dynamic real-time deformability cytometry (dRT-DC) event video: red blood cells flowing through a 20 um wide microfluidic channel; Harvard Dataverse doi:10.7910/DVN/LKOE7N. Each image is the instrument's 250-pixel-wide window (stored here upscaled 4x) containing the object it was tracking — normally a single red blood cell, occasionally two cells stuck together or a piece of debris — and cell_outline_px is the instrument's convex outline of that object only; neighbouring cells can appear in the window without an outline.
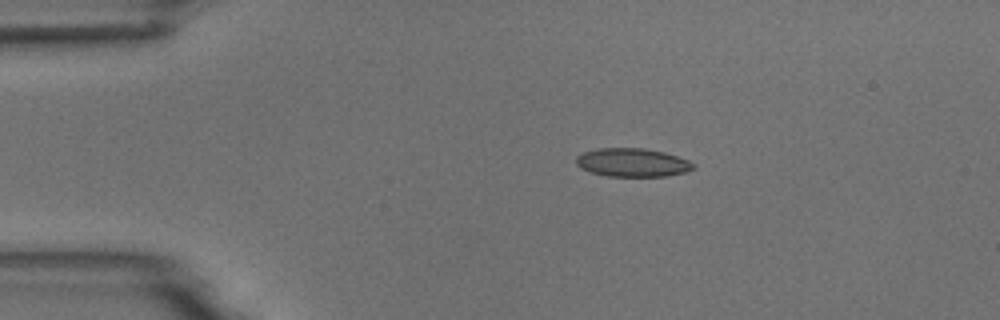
{"species": "common noctule bat (a hibernating species)", "species_latin": "Nyctalus noctula", "temperature_condition": "room temperature", "stored_images_in_passage": 14, "camera_frame_rate_fps": 3000, "um_per_image_px": 0.085, "animal": {"sex": "male", "body_mass_g": 18.8}, "frame": {"image": 1, "passage_image": 3, "time_ms": 2.333, "image_size_px": [1000, 320], "cell_outline_px": [[696, 168], [684, 172], [664, 176], [608, 176], [592, 172], [580, 168], [576, 164], [576, 156], [584, 152], [596, 148], [644, 148], [664, 152], [688, 160], [696, 164]], "centroid_in_image_um": [53.75, 13.81], "position_along_channel_um": 31.2, "area_um2": 19.42}}
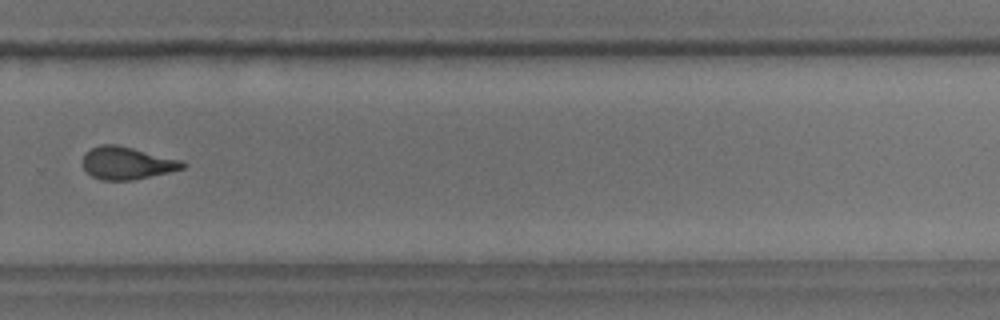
{"frame": {"image": 2, "passage_image": 10, "time_ms": 11.333, "image_size_px": [1000, 320], "cell_outline_px": [[188, 164], [184, 168], [168, 172], [132, 180], [100, 180], [92, 176], [84, 168], [84, 156], [92, 148], [100, 144], [116, 144], [184, 160]], "centroid_in_image_um": [10.84, 13.86], "position_along_channel_um": 319.0, "area_um2": 18.84}}
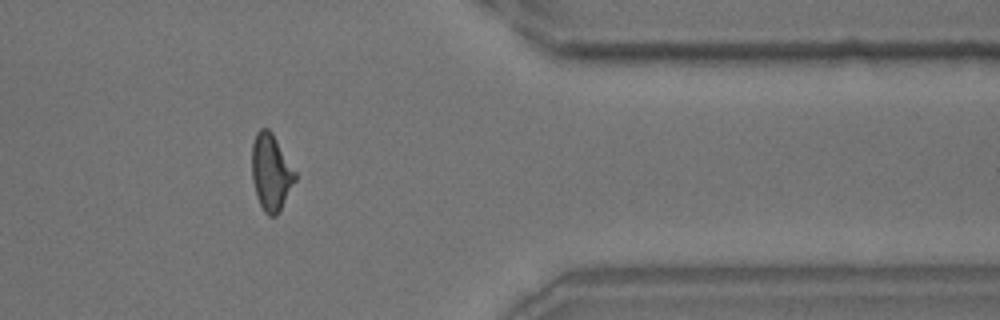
{"frame": {"image": 3, "passage_image": 12, "time_ms": 13.667, "image_size_px": [1000, 320], "cell_outline_px": [[296, 180], [280, 212], [276, 216], [268, 216], [264, 212], [256, 196], [252, 180], [252, 144], [256, 132], [260, 128], [268, 128], [272, 132], [296, 172]], "centroid_in_image_um": [23.03, 14.66], "position_along_channel_um": 388.4, "area_um2": 19.48}, "authors_computed_cell_mechanics": {"area_um2": 19.1029, "velocity_mm_per_s": 3.7273, "shape_relaxation_time_tau1_ms": 4.7221, "shape_relaxation_time_tau2_ms": 1.0108, "deformation_change_tau1": 0.1303, "deformation_change_tau2": 0.0605}}